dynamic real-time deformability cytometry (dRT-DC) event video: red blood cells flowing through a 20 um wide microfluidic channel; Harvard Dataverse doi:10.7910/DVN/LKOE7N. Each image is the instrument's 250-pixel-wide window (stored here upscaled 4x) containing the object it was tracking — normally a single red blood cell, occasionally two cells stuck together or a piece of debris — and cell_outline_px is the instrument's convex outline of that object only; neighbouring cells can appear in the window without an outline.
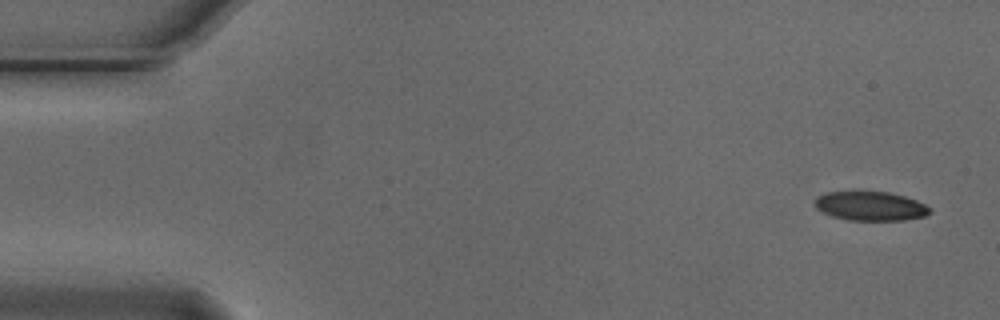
{"species": "Egyptian fruit bat (a non-hibernating species)", "species_latin": "Rousettus aegyptiacus", "temperature_condition": "cold", "stored_images_in_passage": 4, "camera_frame_rate_fps": 3000, "um_per_image_px": 0.085, "animal": {"sex": "male"}, "frame": {"image": 1, "passage_image": 1, "time_ms": 0.0, "image_size_px": [1000, 320], "cell_outline_px": [[932, 212], [924, 216], [904, 220], [848, 220], [832, 216], [816, 208], [812, 204], [816, 196], [828, 192], [852, 188], [888, 192], [904, 196], [916, 200], [932, 208]], "centroid_in_image_um": [73.93, 17.46], "position_along_channel_um": 11.1, "area_um2": 20.4}}
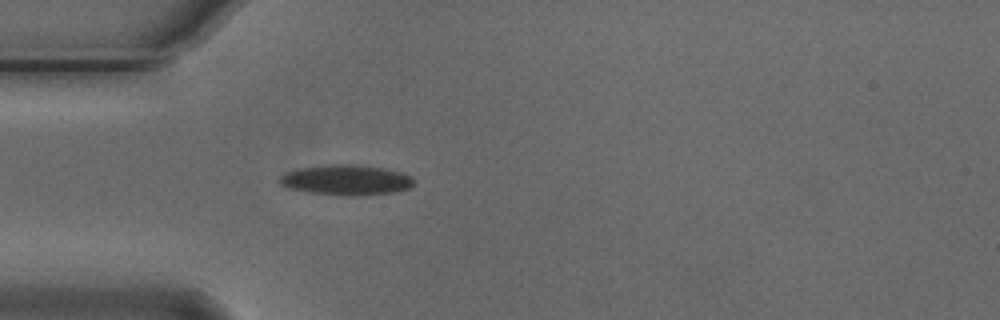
{"frame": {"image": 2, "passage_image": 4, "time_ms": 1.0, "image_size_px": [1000, 320], "cell_outline_px": [[412, 184], [408, 188], [396, 192], [356, 196], [340, 196], [308, 192], [288, 188], [280, 184], [280, 176], [284, 172], [296, 168], [328, 164], [352, 164], [384, 168], [400, 172], [408, 176], [412, 180]], "centroid_in_image_um": [29.35, 15.3], "position_along_channel_um": 55.6, "area_um2": 23.81}}